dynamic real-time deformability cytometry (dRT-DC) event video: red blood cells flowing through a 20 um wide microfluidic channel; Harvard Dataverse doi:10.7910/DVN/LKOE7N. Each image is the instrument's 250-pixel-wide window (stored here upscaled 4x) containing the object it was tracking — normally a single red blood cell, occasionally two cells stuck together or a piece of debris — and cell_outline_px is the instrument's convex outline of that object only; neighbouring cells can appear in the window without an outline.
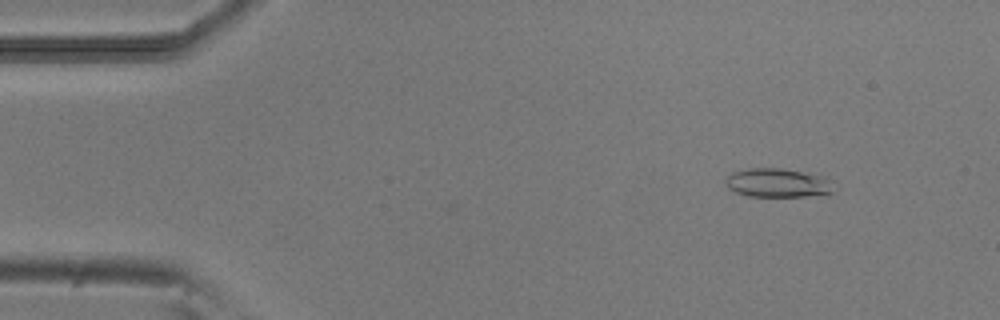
{"species": "common noctule bat (a hibernating species)", "species_latin": "Nyctalus noctula", "temperature_condition": "room temperature", "stored_images_in_passage": 51, "camera_frame_rate_fps": 3000, "um_per_image_px": 0.085, "animal": {"sex": "male", "body_mass_g": 20.5, "forearm_length_mm": 52.5}, "frame": {"image": 1, "passage_image": 5, "time_ms": 1.333, "image_size_px": [1000, 320], "cell_outline_px": [[832, 192], [804, 196], [748, 196], [736, 192], [728, 188], [724, 180], [732, 172], [748, 168], [780, 168], [808, 172], [824, 176]], "centroid_in_image_um": [66.0, 15.52], "position_along_channel_um": 19.0, "area_um2": 17.86}}
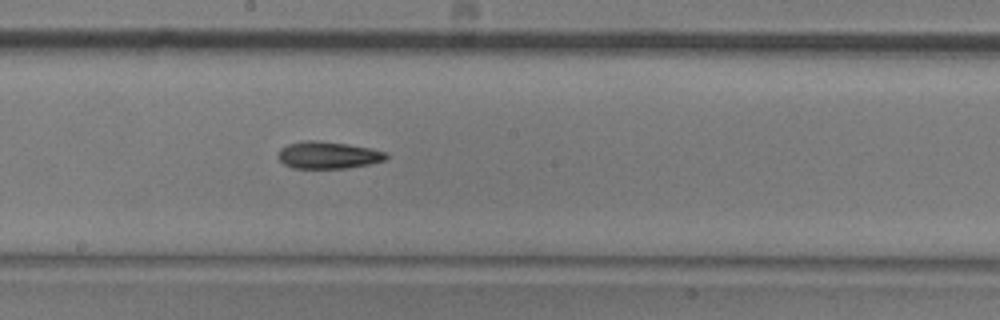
{"frame": {"image": 2, "passage_image": 27, "time_ms": 8.667, "image_size_px": [1000, 320], "cell_outline_px": [[388, 156], [384, 160], [368, 164], [348, 168], [292, 168], [284, 164], [276, 156], [276, 152], [280, 148], [288, 144], [304, 140], [320, 140], [348, 144], [372, 148], [388, 152]], "centroid_in_image_um": [27.86, 13.17], "position_along_channel_um": 220.3, "area_um2": 17.34}}
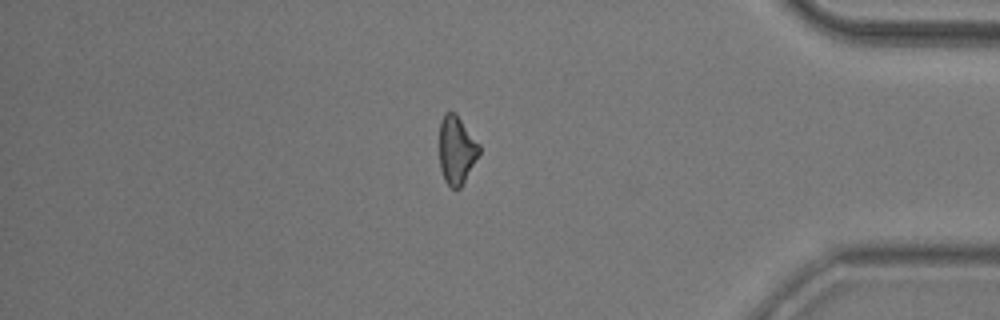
{"frame": {"image": 3, "passage_image": 43, "time_ms": 14.0, "image_size_px": [1000, 320], "cell_outline_px": [[480, 152], [460, 188], [452, 188], [444, 180], [440, 168], [440, 120], [444, 112], [456, 112], [480, 144]], "centroid_in_image_um": [38.8, 12.71], "position_along_channel_um": 396.4, "area_um2": 15.84}}